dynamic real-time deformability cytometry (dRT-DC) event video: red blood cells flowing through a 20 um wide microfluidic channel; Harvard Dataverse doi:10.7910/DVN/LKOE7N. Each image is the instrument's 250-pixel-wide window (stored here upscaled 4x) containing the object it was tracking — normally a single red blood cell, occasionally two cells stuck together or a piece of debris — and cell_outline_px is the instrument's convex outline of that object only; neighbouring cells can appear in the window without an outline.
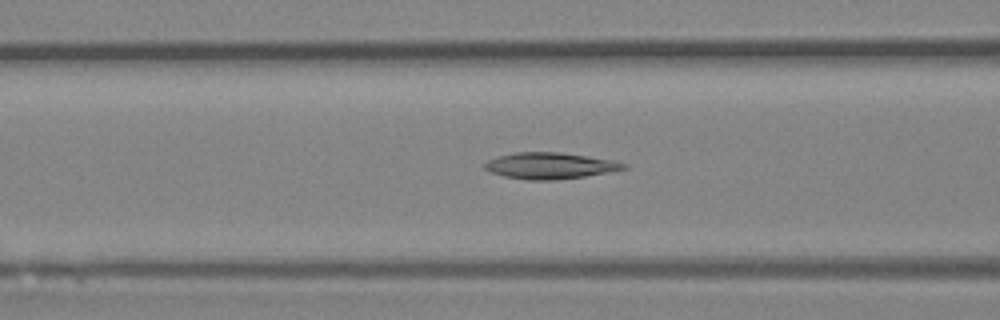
{"species": "Egyptian fruit bat (a non-hibernating species)", "species_latin": "Rousettus aegyptiacus", "temperature_condition": "room temperature", "stored_images_in_passage": 49, "camera_frame_rate_fps": 3000, "um_per_image_px": 0.085, "animal": {"sex": "female"}, "frame": {"image": 1, "passage_image": 19, "time_ms": 6.0, "image_size_px": [1000, 320], "cell_outline_px": [[628, 168], [612, 172], [556, 180], [528, 180], [504, 176], [492, 172], [484, 168], [484, 164], [488, 160], [512, 152], [560, 152], [612, 160], [628, 164]], "centroid_in_image_um": [46.78, 14.09], "position_along_channel_um": 119.8, "area_um2": 21.27}}
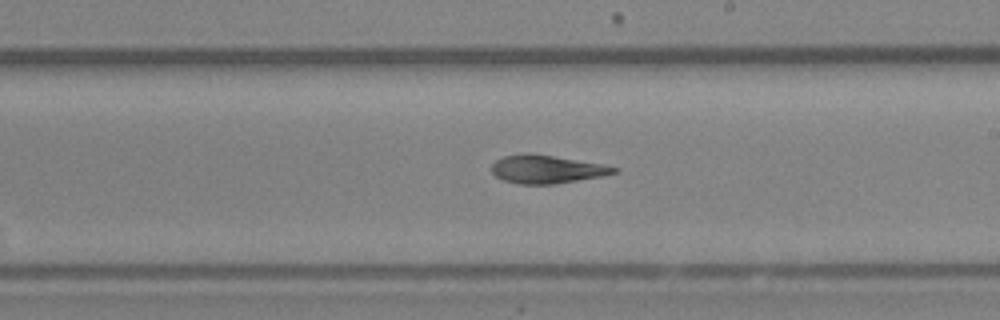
{"frame": {"image": 2, "passage_image": 28, "time_ms": 9.0, "image_size_px": [1000, 320], "cell_outline_px": [[620, 172], [604, 176], [556, 184], [520, 184], [504, 180], [496, 176], [492, 172], [492, 164], [496, 160], [504, 156], [524, 152], [528, 152], [604, 164], [620, 168]], "centroid_in_image_um": [46.52, 14.38], "position_along_channel_um": 242.5, "area_um2": 20.35}}
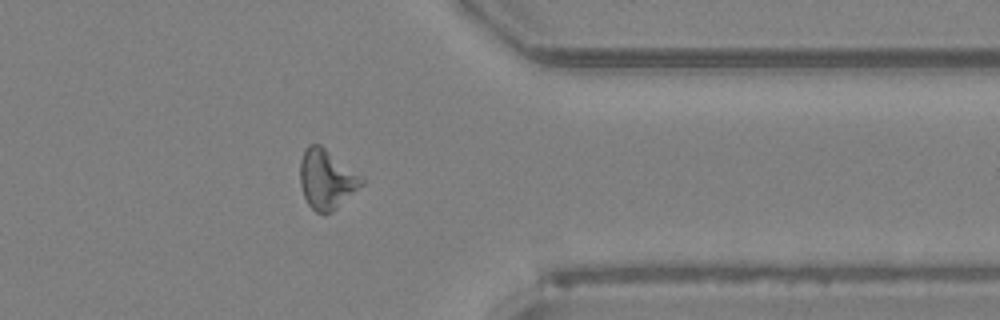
{"frame": {"image": 3, "passage_image": 39, "time_ms": 12.667, "image_size_px": [1000, 320], "cell_outline_px": [[364, 184], [332, 212], [316, 212], [308, 204], [304, 196], [300, 184], [300, 160], [304, 148], [308, 144], [320, 144], [364, 176]], "centroid_in_image_um": [27.77, 15.2], "position_along_channel_um": 383.6, "area_um2": 21.56}, "authors_computed_cell_mechanics": {"area_um2": 20.6924, "velocity_mm_per_s": 4.1138, "shape_relaxation_time_tau1_ms": 5.5569, "shape_relaxation_time_tau2_ms": 3.1754, "deformation_change_tau1": 0.1643, "deformation_change_tau2": 0.1177}}